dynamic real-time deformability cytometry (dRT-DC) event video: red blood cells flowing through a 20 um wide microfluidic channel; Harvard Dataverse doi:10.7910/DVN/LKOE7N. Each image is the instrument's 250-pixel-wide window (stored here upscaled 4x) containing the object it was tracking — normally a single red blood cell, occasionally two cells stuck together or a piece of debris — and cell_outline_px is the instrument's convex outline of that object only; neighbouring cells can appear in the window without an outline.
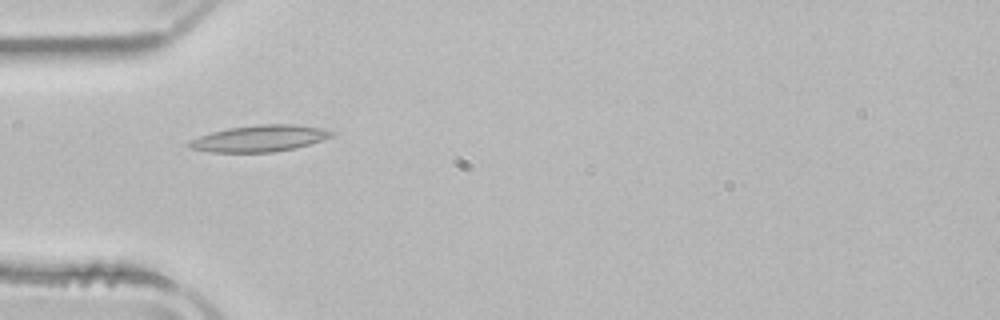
{"species": "common noctule bat (a hibernating species)", "species_latin": "Nyctalus noctula", "temperature_condition": "room temperature", "stored_images_in_passage": 46, "camera_frame_rate_fps": 3000, "um_per_image_px": 0.085, "animal": {"sex": "male", "body_mass_g": 21.5, "forearm_length_mm": 52.0}, "frame": {"image": 1, "passage_image": 10, "time_ms": 3.0, "image_size_px": [1000, 320], "cell_outline_px": [[336, 132], [332, 136], [296, 148], [272, 152], [212, 152], [188, 148], [184, 144], [188, 140], [212, 132], [228, 128], [256, 124], [296, 124], [320, 128]], "centroid_in_image_um": [22.0, 11.76], "position_along_channel_um": 63.0, "area_um2": 22.02}}
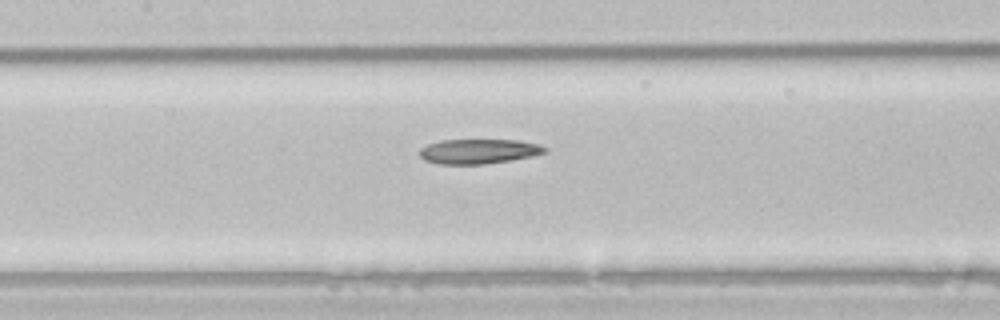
{"frame": {"image": 2, "passage_image": 18, "time_ms": 5.667, "image_size_px": [1000, 320], "cell_outline_px": [[548, 152], [532, 156], [512, 160], [484, 164], [440, 164], [424, 160], [420, 156], [420, 148], [428, 144], [440, 140], [520, 140], [540, 144], [548, 148]], "centroid_in_image_um": [40.73, 12.86], "position_along_channel_um": 166.7, "area_um2": 18.21}}
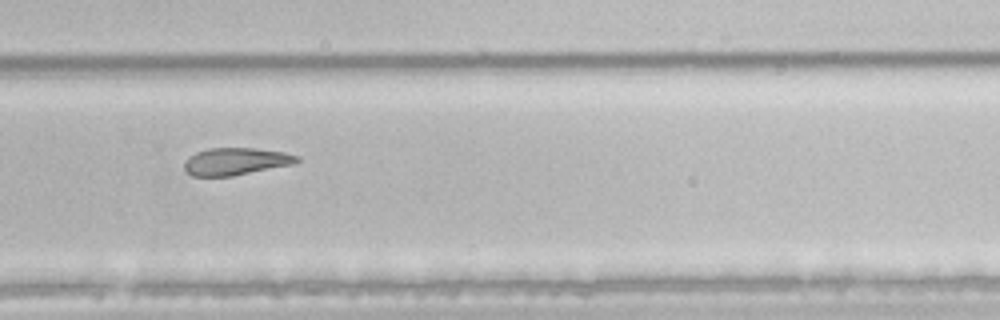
{"frame": {"image": 3, "passage_image": 29, "time_ms": 9.333, "image_size_px": [1000, 320], "cell_outline_px": [[300, 160], [296, 164], [232, 176], [192, 176], [184, 168], [184, 160], [188, 156], [196, 152], [208, 148], [256, 148], [284, 152], [300, 156]], "centroid_in_image_um": [20.06, 13.71], "position_along_channel_um": 309.7, "area_um2": 18.15}}